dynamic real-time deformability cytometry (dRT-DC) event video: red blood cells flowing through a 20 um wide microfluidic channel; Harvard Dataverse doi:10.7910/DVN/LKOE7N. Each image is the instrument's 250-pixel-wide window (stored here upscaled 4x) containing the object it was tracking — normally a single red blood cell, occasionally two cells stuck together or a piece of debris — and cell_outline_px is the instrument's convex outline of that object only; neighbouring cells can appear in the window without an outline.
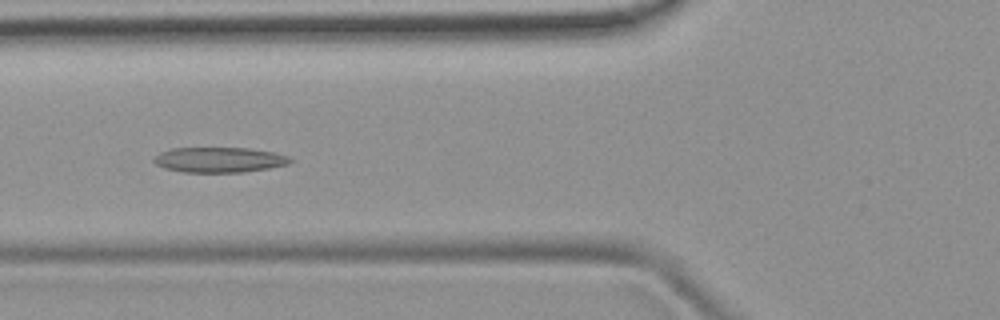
{"species": "common noctule bat (a hibernating species)", "species_latin": "Nyctalus noctula", "temperature_condition": "room temperature", "stored_images_in_passage": 50, "camera_frame_rate_fps": 3000, "um_per_image_px": 0.085, "animal": {"sex": "female", "body_mass_g": 19.9}, "frame": {"image": 1, "passage_image": 19, "time_ms": 6.0, "image_size_px": [1000, 320], "cell_outline_px": [[292, 160], [288, 164], [268, 168], [244, 172], [184, 172], [164, 168], [156, 164], [152, 160], [160, 152], [172, 148], [248, 148], [272, 152], [288, 156]], "centroid_in_image_um": [18.61, 13.58], "position_along_channel_um": 107.2, "area_um2": 19.88}}
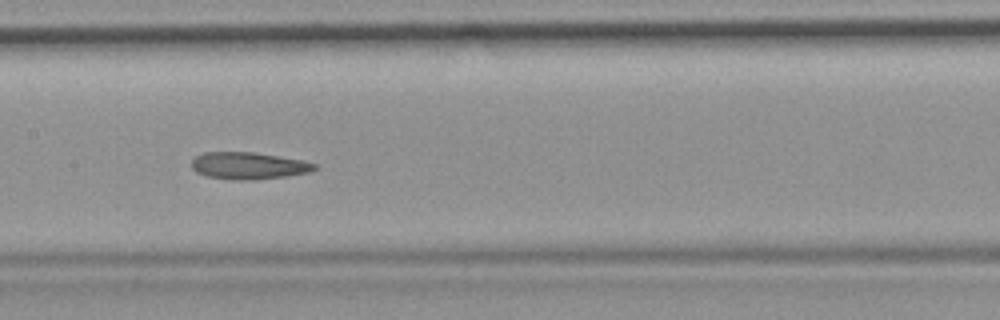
{"frame": {"image": 2, "passage_image": 25, "time_ms": 8.0, "image_size_px": [1000, 320], "cell_outline_px": [[316, 168], [308, 172], [288, 176], [256, 180], [232, 180], [208, 176], [196, 172], [192, 168], [192, 160], [196, 156], [204, 152], [252, 152], [300, 160], [316, 164]], "centroid_in_image_um": [21.09, 14.09], "position_along_channel_um": 186.3, "area_um2": 19.19}}
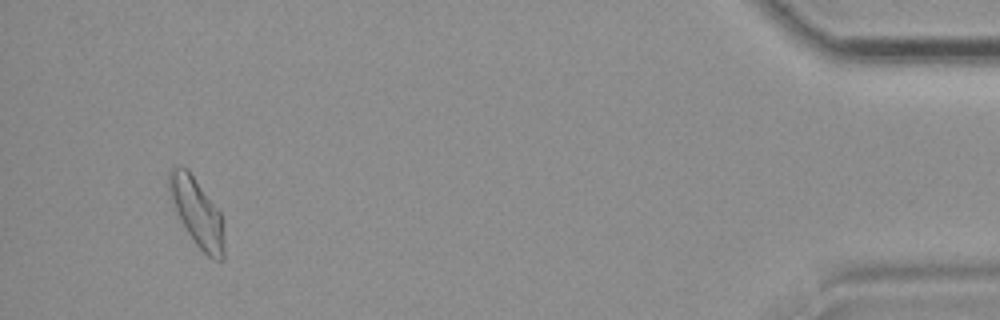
{"frame": {"image": 3, "passage_image": 48, "time_ms": 15.667, "image_size_px": [1000, 320], "cell_outline_px": [[224, 260], [216, 260], [208, 256], [196, 244], [180, 220], [168, 196], [168, 172], [172, 168], [180, 164], [188, 168], [220, 212], [224, 244]], "centroid_in_image_um": [16.7, 17.99], "position_along_channel_um": 418.5, "area_um2": 21.85}, "authors_computed_cell_mechanics": {"area_um2": 20.808, "velocity_mm_per_s": 3.9632, "shape_relaxation_time_tau1_ms": null, "shape_relaxation_time_tau2_ms": 2.8576, "deformation_change_tau1": null, "deformation_change_tau2": 0.1058}}